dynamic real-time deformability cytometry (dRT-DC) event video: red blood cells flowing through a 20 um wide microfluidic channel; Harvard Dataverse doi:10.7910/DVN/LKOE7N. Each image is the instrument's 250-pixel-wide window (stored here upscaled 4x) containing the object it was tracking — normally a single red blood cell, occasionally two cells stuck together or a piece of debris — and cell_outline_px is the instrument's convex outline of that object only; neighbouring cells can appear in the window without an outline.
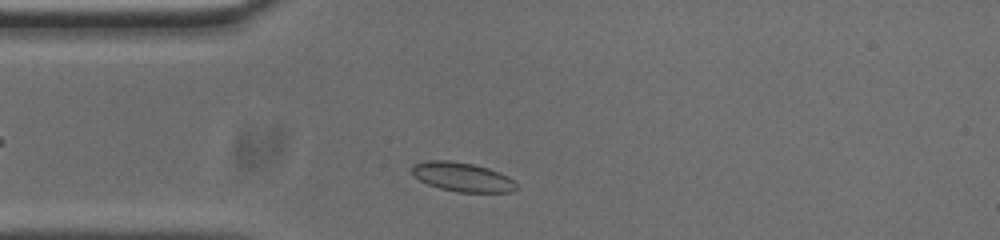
{"species": "common noctule bat (a hibernating species)", "species_latin": "Nyctalus noctula", "temperature_condition": "cold", "stored_images_in_passage": 39, "camera_frame_rate_fps": 3000, "um_per_image_px": 0.085, "animal": {"sex": "male", "body_mass_g": 20.0, "forearm_length_mm": 53.3}, "frame": {"image": 1, "passage_image": 3, "time_ms": 0.667, "image_size_px": [1000, 240], "cell_outline_px": [[516, 188], [512, 192], [456, 192], [440, 188], [428, 184], [420, 180], [412, 172], [412, 164], [428, 160], [448, 160], [472, 164], [488, 168], [500, 172], [516, 180]], "centroid_in_image_um": [39.32, 15.04], "position_along_channel_um": 45.7, "area_um2": 17.74}}
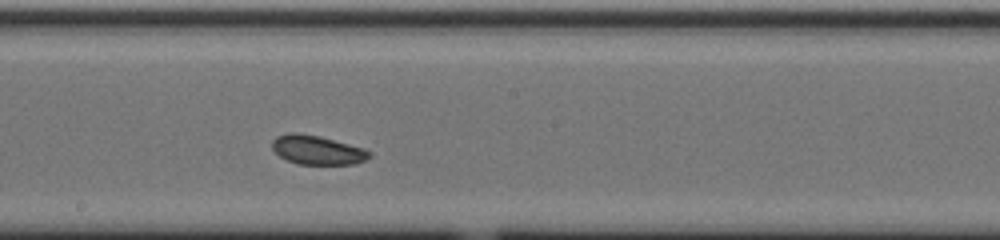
{"frame": {"image": 2, "passage_image": 18, "time_ms": 5.667, "image_size_px": [1000, 240], "cell_outline_px": [[372, 156], [356, 164], [296, 164], [280, 156], [272, 148], [272, 140], [276, 136], [288, 132], [296, 132], [320, 136], [364, 148], [372, 152]], "centroid_in_image_um": [26.97, 12.74], "position_along_channel_um": 221.2, "area_um2": 16.59}}
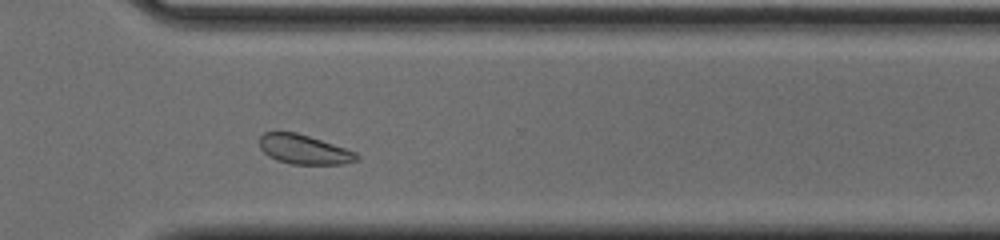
{"frame": {"image": 3, "passage_image": 28, "time_ms": 9.0, "image_size_px": [1000, 240], "cell_outline_px": [[360, 156], [356, 160], [344, 164], [292, 164], [276, 160], [268, 156], [260, 148], [260, 136], [264, 132], [296, 132], [356, 152]], "centroid_in_image_um": [25.81, 12.71], "position_along_channel_um": 344.8, "area_um2": 16.47}, "authors_computed_cell_mechanics": {"area_um2": 17.1666, "velocity_mm_per_s": 3.7007, "shape_relaxation_time_tau1_ms": null, "shape_relaxation_time_tau2_ms": 5.3932, "deformation_change_tau1": null, "deformation_change_tau2": 0.0629}}